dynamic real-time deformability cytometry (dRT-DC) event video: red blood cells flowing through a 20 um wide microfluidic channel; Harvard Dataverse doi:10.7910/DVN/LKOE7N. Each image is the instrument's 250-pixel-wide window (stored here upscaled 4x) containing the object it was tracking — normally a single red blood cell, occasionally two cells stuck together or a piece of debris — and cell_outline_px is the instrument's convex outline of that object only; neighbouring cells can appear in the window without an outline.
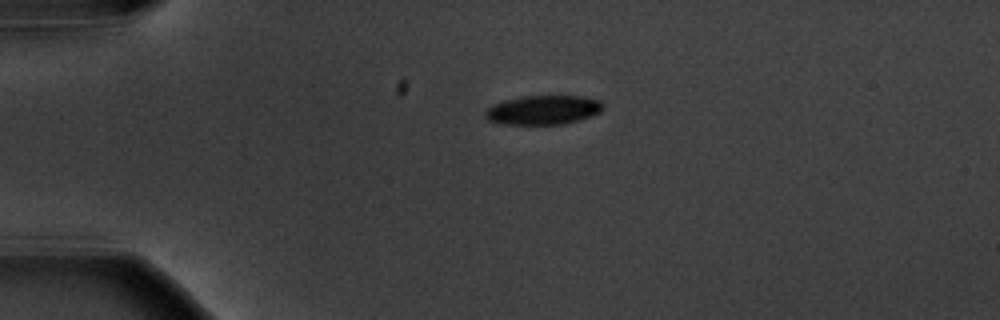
{"species": "common noctule bat (a hibernating species)", "species_latin": "Nyctalus noctula", "temperature_condition": "warm", "stored_images_in_passage": 2, "camera_frame_rate_fps": 3000, "um_per_image_px": 0.085, "animal": {"sex": "male", "body_mass_g": 20.1, "forearm_length_mm": 53.5}, "frame": {"image": 1, "passage_image": 1, "time_ms": 0.0, "image_size_px": [1000, 320], "cell_outline_px": [[604, 108], [600, 112], [564, 124], [504, 124], [488, 120], [484, 116], [484, 112], [492, 104], [504, 100], [524, 96], [580, 96], [600, 100], [604, 104]], "centroid_in_image_um": [46.15, 9.34], "position_along_channel_um": 38.9, "area_um2": 19.94}}